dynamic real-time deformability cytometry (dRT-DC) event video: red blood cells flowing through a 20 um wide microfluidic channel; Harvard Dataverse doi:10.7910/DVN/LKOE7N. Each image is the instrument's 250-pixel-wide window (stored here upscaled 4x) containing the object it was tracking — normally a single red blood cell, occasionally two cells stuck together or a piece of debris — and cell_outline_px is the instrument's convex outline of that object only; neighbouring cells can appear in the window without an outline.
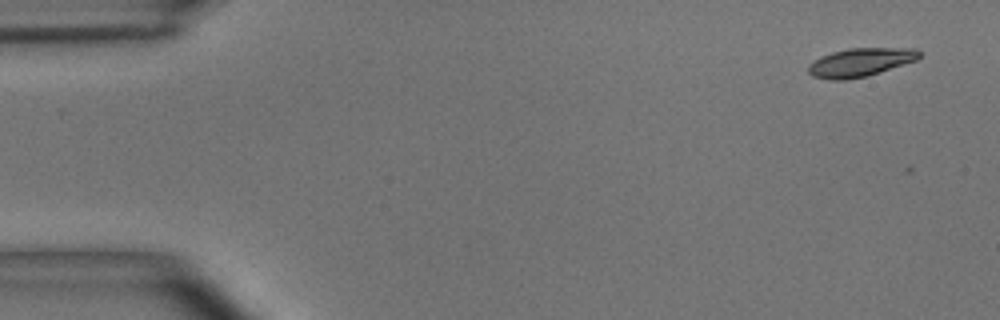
{"species": "common noctule bat (a hibernating species)", "species_latin": "Nyctalus noctula", "temperature_condition": "room temperature", "stored_images_in_passage": 5, "camera_frame_rate_fps": 3000, "um_per_image_px": 0.085, "animal": {"sex": "male", "body_mass_g": 15.6}, "frame": {"image": 1, "passage_image": 2, "time_ms": 0.333, "image_size_px": [1000, 320], "cell_outline_px": [[920, 56], [916, 60], [868, 76], [848, 80], [832, 80], [812, 76], [808, 72], [808, 64], [812, 60], [832, 52], [848, 48], [916, 48], [920, 52]], "centroid_in_image_um": [73.1, 5.3], "position_along_channel_um": 11.9, "area_um2": 18.5}}